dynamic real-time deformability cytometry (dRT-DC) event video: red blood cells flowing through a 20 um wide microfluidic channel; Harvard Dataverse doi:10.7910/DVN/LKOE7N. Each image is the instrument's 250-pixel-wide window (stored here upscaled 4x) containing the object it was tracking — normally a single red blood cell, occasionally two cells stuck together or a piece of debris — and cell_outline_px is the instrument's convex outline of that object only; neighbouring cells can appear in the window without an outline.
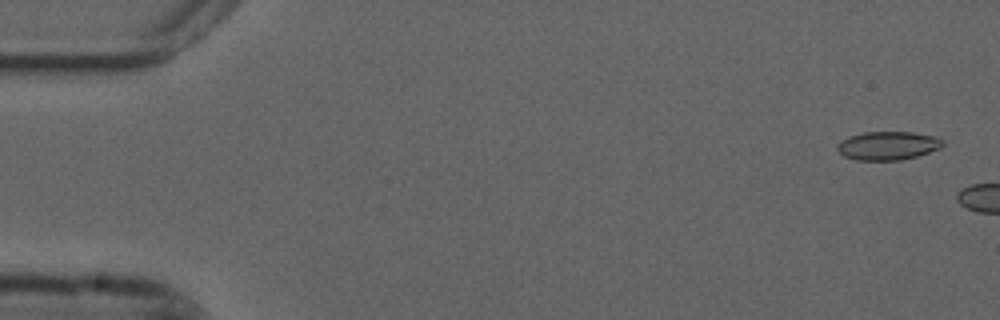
{"species": "common noctule bat (a hibernating species)", "species_latin": "Nyctalus noctula", "temperature_condition": "cold", "stored_images_in_passage": 6, "camera_frame_rate_fps": 3000, "um_per_image_px": 0.085, "animal": {"sex": "male", "forearm_length_mm": 52.5}, "frame": {"image": 1, "passage_image": 2, "time_ms": 0.333, "image_size_px": [1000, 320], "cell_outline_px": [[944, 144], [940, 148], [916, 156], [900, 160], [856, 160], [844, 156], [836, 148], [836, 144], [848, 136], [864, 132], [912, 132], [932, 136], [944, 140]], "centroid_in_image_um": [75.44, 12.38], "position_along_channel_um": 9.6, "area_um2": 17.46}}